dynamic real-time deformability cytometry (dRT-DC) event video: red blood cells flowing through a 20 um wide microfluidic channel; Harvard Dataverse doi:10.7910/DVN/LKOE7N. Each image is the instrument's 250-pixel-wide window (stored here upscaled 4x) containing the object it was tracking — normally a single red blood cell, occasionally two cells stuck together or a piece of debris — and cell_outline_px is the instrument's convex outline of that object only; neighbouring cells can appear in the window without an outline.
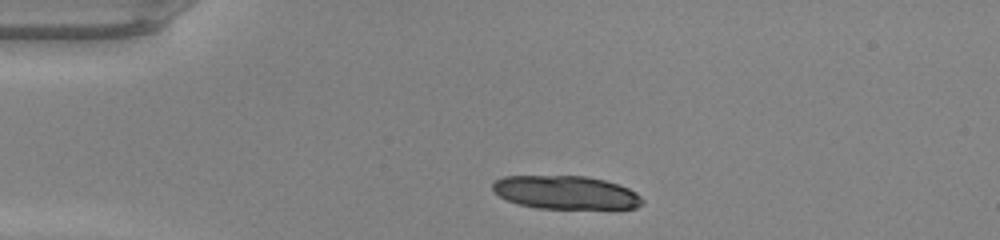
{"species": "common noctule bat (a hibernating species)", "species_latin": "Nyctalus noctula", "temperature_condition": "warm", "stored_images_in_passage": 38, "camera_frame_rate_fps": 3000, "um_per_image_px": 0.085, "animal": {"sex": "male", "body_mass_g": 20.0, "forearm_length_mm": 53.3}, "frame": {"image": 1, "passage_image": 1, "time_ms": 0.0, "image_size_px": [1000, 240], "cell_outline_px": [[644, 204], [636, 208], [536, 208], [520, 204], [508, 200], [500, 196], [492, 188], [492, 184], [496, 180], [504, 176], [588, 176], [604, 180], [628, 188], [636, 192], [644, 200]], "centroid_in_image_um": [48.11, 16.36], "position_along_channel_um": 36.9, "area_um2": 28.9}}
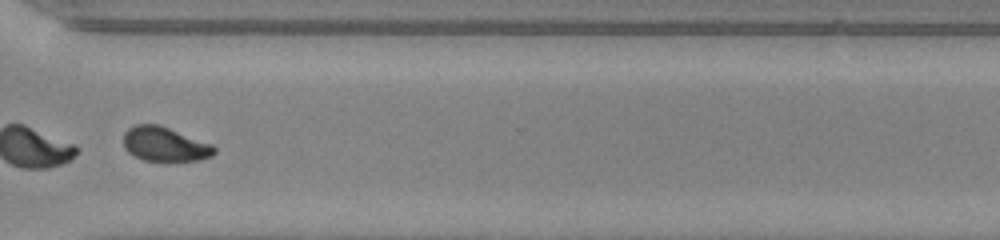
{"frame": {"image": 2, "passage_image": 27, "time_ms": 8.667, "image_size_px": [1000, 240], "cell_outline_px": [[216, 152], [212, 156], [200, 160], [168, 164], [144, 160], [128, 152], [124, 148], [124, 132], [128, 128], [136, 124], [160, 124], [212, 144], [216, 148]], "centroid_in_image_um": [14.04, 12.3], "position_along_channel_um": 356.6, "area_um2": 18.96}, "authors_computed_cell_mechanics": {"area_um2": 19.1318, "velocity_mm_per_s": 4.2573, "shape_relaxation_time_tau1_ms": 5.4219, "shape_relaxation_time_tau2_ms": 1.2887, "deformation_change_tau1": 0.185, "deformation_change_tau2": 0.0525}}